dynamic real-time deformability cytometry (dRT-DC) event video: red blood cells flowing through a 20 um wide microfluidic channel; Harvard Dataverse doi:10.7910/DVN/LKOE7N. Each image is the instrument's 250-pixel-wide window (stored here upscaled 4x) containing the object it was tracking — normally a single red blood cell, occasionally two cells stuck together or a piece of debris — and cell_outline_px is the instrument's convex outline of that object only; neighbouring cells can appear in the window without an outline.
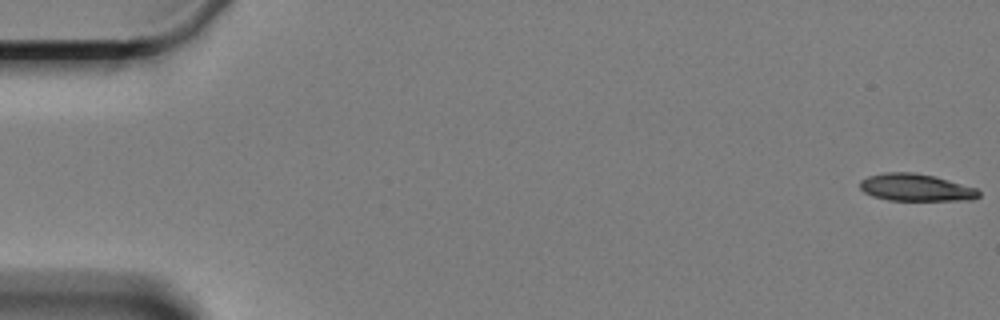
{"species": "Egyptian fruit bat (a non-hibernating species)", "species_latin": "Rousettus aegyptiacus", "temperature_condition": "cold", "stored_images_in_passage": 61, "camera_frame_rate_fps": 3000, "um_per_image_px": 0.085, "animal": {"sex": "female"}, "frame": {"image": 1, "passage_image": 1, "time_ms": 0.0, "image_size_px": [1000, 320], "cell_outline_px": [[980, 196], [972, 200], [888, 200], [864, 192], [860, 188], [860, 180], [868, 176], [884, 172], [912, 172], [936, 176], [976, 188], [980, 192]], "centroid_in_image_um": [77.86, 15.93], "position_along_channel_um": 7.1, "area_um2": 18.84}}
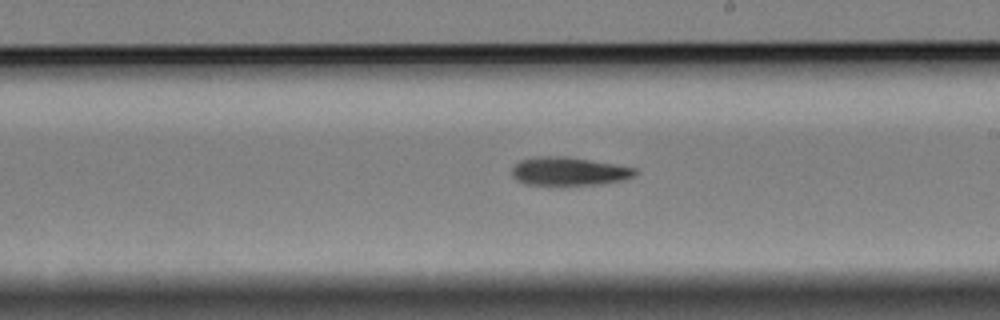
{"frame": {"image": 2, "passage_image": 35, "time_ms": 11.333, "image_size_px": [1000, 320], "cell_outline_px": [[636, 172], [632, 176], [624, 180], [604, 184], [560, 188], [524, 184], [516, 180], [512, 176], [512, 168], [520, 160], [540, 156], [564, 156], [636, 168]], "centroid_in_image_um": [48.3, 14.63], "position_along_channel_um": 240.7, "area_um2": 21.15}}
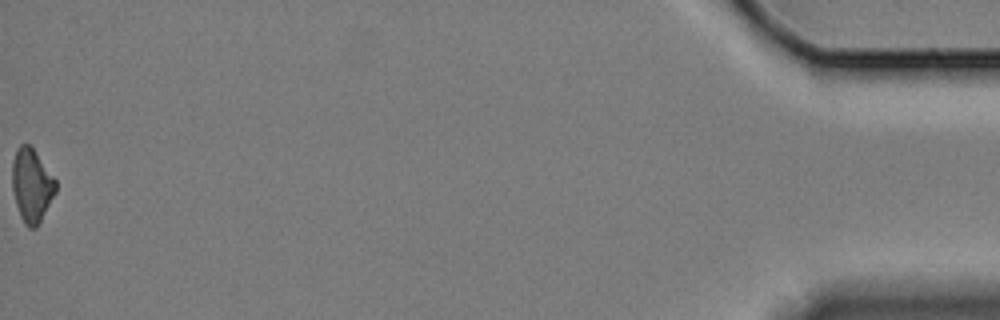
{"frame": {"image": 3, "passage_image": 61, "time_ms": 20.0, "image_size_px": [1000, 320], "cell_outline_px": [[56, 192], [36, 228], [28, 228], [24, 224], [20, 216], [16, 204], [12, 188], [12, 164], [16, 148], [20, 144], [28, 144], [32, 148], [56, 180]], "centroid_in_image_um": [2.67, 15.77], "position_along_channel_um": 432.5, "area_um2": 18.44}, "authors_computed_cell_mechanics": {"area_um2": 19.8254, "velocity_mm_per_s": 3.3189, "shape_relaxation_time_tau1_ms": 6.0891, "shape_relaxation_time_tau2_ms": null, "deformation_change_tau1": 0.1565, "deformation_change_tau2": null}}